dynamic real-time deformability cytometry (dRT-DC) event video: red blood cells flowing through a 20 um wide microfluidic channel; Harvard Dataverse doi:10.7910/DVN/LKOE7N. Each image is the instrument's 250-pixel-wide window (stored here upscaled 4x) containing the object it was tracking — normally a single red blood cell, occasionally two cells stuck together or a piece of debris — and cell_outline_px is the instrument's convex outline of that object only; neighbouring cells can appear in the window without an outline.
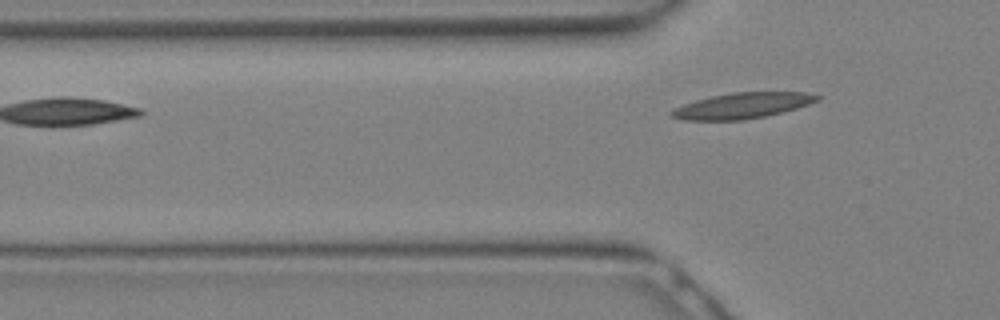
{"species": "Egyptian fruit bat (a non-hibernating species)", "species_latin": "Rousettus aegyptiacus", "temperature_condition": "warm", "stored_images_in_passage": 6, "camera_frame_rate_fps": 3000, "um_per_image_px": 0.085, "animal": {"sex": "female"}, "frame": {"image": 1, "passage_image": 6, "time_ms": 1.667, "image_size_px": [1000, 320], "cell_outline_px": [[824, 96], [820, 100], [796, 108], [764, 116], [744, 120], [680, 120], [672, 116], [668, 112], [672, 108], [696, 100], [712, 96], [732, 92], [804, 92]], "centroid_in_image_um": [63.08, 8.97], "position_along_channel_um": 62.7, "area_um2": 21.85}}